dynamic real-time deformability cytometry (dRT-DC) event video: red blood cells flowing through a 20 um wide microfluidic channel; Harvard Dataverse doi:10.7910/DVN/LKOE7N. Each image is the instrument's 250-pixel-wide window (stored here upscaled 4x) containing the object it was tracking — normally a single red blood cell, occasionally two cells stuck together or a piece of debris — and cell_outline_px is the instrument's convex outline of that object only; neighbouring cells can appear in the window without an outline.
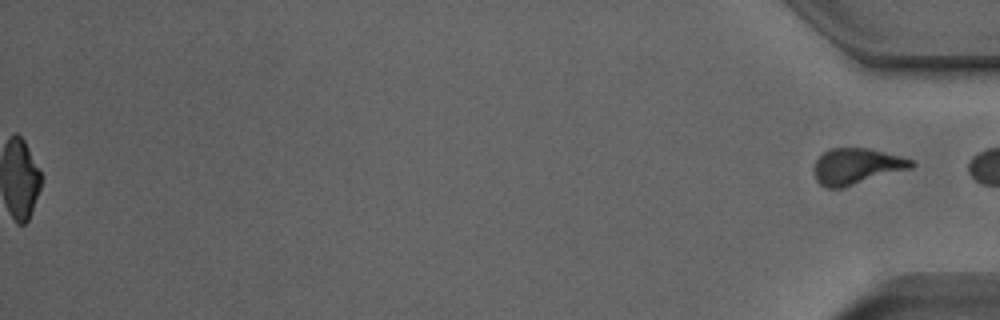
{"species": "Egyptian fruit bat (a non-hibernating species)", "species_latin": "Rousettus aegyptiacus", "temperature_condition": "room temperature", "stored_images_in_passage": 38, "segment_of_instrument_passage": [2, 2], "camera_frame_rate_fps": 3000, "um_per_image_px": 0.085, "animal": {"sex": "male"}, "frame": {"image": 1, "passage_image": 38, "time_ms": 12.333, "image_size_px": [1000, 320], "cell_outline_px": [[916, 164], [912, 168], [844, 188], [824, 188], [816, 180], [816, 160], [824, 152], [832, 148], [868, 148], [900, 156], [912, 160]], "centroid_in_image_um": [72.84, 14.15], "position_along_channel_um": 362.4, "area_um2": 20.35}}